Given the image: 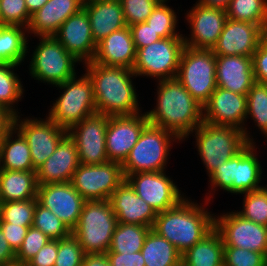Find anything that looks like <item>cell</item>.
<instances>
[{
	"label": "cell",
	"instance_id": "50",
	"mask_svg": "<svg viewBox=\"0 0 267 266\" xmlns=\"http://www.w3.org/2000/svg\"><path fill=\"white\" fill-rule=\"evenodd\" d=\"M58 240H49L25 266H54Z\"/></svg>",
	"mask_w": 267,
	"mask_h": 266
},
{
	"label": "cell",
	"instance_id": "53",
	"mask_svg": "<svg viewBox=\"0 0 267 266\" xmlns=\"http://www.w3.org/2000/svg\"><path fill=\"white\" fill-rule=\"evenodd\" d=\"M0 266H16V253L9 246L0 228Z\"/></svg>",
	"mask_w": 267,
	"mask_h": 266
},
{
	"label": "cell",
	"instance_id": "27",
	"mask_svg": "<svg viewBox=\"0 0 267 266\" xmlns=\"http://www.w3.org/2000/svg\"><path fill=\"white\" fill-rule=\"evenodd\" d=\"M83 9L89 17L96 44L114 31L127 26L119 0H84Z\"/></svg>",
	"mask_w": 267,
	"mask_h": 266
},
{
	"label": "cell",
	"instance_id": "26",
	"mask_svg": "<svg viewBox=\"0 0 267 266\" xmlns=\"http://www.w3.org/2000/svg\"><path fill=\"white\" fill-rule=\"evenodd\" d=\"M136 48L129 26L114 31L97 44L93 62L107 66H121L133 69Z\"/></svg>",
	"mask_w": 267,
	"mask_h": 266
},
{
	"label": "cell",
	"instance_id": "44",
	"mask_svg": "<svg viewBox=\"0 0 267 266\" xmlns=\"http://www.w3.org/2000/svg\"><path fill=\"white\" fill-rule=\"evenodd\" d=\"M85 253L78 239L70 236L58 240V252L54 266H81Z\"/></svg>",
	"mask_w": 267,
	"mask_h": 266
},
{
	"label": "cell",
	"instance_id": "13",
	"mask_svg": "<svg viewBox=\"0 0 267 266\" xmlns=\"http://www.w3.org/2000/svg\"><path fill=\"white\" fill-rule=\"evenodd\" d=\"M214 228L220 234L224 247L248 249L267 256V226L232 211L214 217Z\"/></svg>",
	"mask_w": 267,
	"mask_h": 266
},
{
	"label": "cell",
	"instance_id": "11",
	"mask_svg": "<svg viewBox=\"0 0 267 266\" xmlns=\"http://www.w3.org/2000/svg\"><path fill=\"white\" fill-rule=\"evenodd\" d=\"M124 180L121 164L108 161L97 165L80 164L71 183L86 201L109 200Z\"/></svg>",
	"mask_w": 267,
	"mask_h": 266
},
{
	"label": "cell",
	"instance_id": "8",
	"mask_svg": "<svg viewBox=\"0 0 267 266\" xmlns=\"http://www.w3.org/2000/svg\"><path fill=\"white\" fill-rule=\"evenodd\" d=\"M216 55L212 50L185 46L180 58L176 79L202 106L217 88Z\"/></svg>",
	"mask_w": 267,
	"mask_h": 266
},
{
	"label": "cell",
	"instance_id": "6",
	"mask_svg": "<svg viewBox=\"0 0 267 266\" xmlns=\"http://www.w3.org/2000/svg\"><path fill=\"white\" fill-rule=\"evenodd\" d=\"M193 132L199 156L208 176L249 143L243 130L232 126L202 122Z\"/></svg>",
	"mask_w": 267,
	"mask_h": 266
},
{
	"label": "cell",
	"instance_id": "7",
	"mask_svg": "<svg viewBox=\"0 0 267 266\" xmlns=\"http://www.w3.org/2000/svg\"><path fill=\"white\" fill-rule=\"evenodd\" d=\"M55 87L63 90L48 113V117L67 131L84 118L96 113L91 79L85 73L77 75Z\"/></svg>",
	"mask_w": 267,
	"mask_h": 266
},
{
	"label": "cell",
	"instance_id": "56",
	"mask_svg": "<svg viewBox=\"0 0 267 266\" xmlns=\"http://www.w3.org/2000/svg\"><path fill=\"white\" fill-rule=\"evenodd\" d=\"M231 0H198L196 3L205 7L227 10Z\"/></svg>",
	"mask_w": 267,
	"mask_h": 266
},
{
	"label": "cell",
	"instance_id": "2",
	"mask_svg": "<svg viewBox=\"0 0 267 266\" xmlns=\"http://www.w3.org/2000/svg\"><path fill=\"white\" fill-rule=\"evenodd\" d=\"M93 85L96 113L108 116L134 115L141 113L133 70L121 66H107L93 61L83 63Z\"/></svg>",
	"mask_w": 267,
	"mask_h": 266
},
{
	"label": "cell",
	"instance_id": "40",
	"mask_svg": "<svg viewBox=\"0 0 267 266\" xmlns=\"http://www.w3.org/2000/svg\"><path fill=\"white\" fill-rule=\"evenodd\" d=\"M176 12L166 2H159L145 21L161 38L183 37L176 31Z\"/></svg>",
	"mask_w": 267,
	"mask_h": 266
},
{
	"label": "cell",
	"instance_id": "5",
	"mask_svg": "<svg viewBox=\"0 0 267 266\" xmlns=\"http://www.w3.org/2000/svg\"><path fill=\"white\" fill-rule=\"evenodd\" d=\"M172 141L181 140L172 132L148 123L121 164L124 178L134 173L165 171Z\"/></svg>",
	"mask_w": 267,
	"mask_h": 266
},
{
	"label": "cell",
	"instance_id": "4",
	"mask_svg": "<svg viewBox=\"0 0 267 266\" xmlns=\"http://www.w3.org/2000/svg\"><path fill=\"white\" fill-rule=\"evenodd\" d=\"M118 224L109 200H87L72 234L85 254L106 253Z\"/></svg>",
	"mask_w": 267,
	"mask_h": 266
},
{
	"label": "cell",
	"instance_id": "55",
	"mask_svg": "<svg viewBox=\"0 0 267 266\" xmlns=\"http://www.w3.org/2000/svg\"><path fill=\"white\" fill-rule=\"evenodd\" d=\"M13 117L0 107V141L6 131L12 126Z\"/></svg>",
	"mask_w": 267,
	"mask_h": 266
},
{
	"label": "cell",
	"instance_id": "34",
	"mask_svg": "<svg viewBox=\"0 0 267 266\" xmlns=\"http://www.w3.org/2000/svg\"><path fill=\"white\" fill-rule=\"evenodd\" d=\"M152 227L118 223L107 252L135 253L141 251L145 238Z\"/></svg>",
	"mask_w": 267,
	"mask_h": 266
},
{
	"label": "cell",
	"instance_id": "16",
	"mask_svg": "<svg viewBox=\"0 0 267 266\" xmlns=\"http://www.w3.org/2000/svg\"><path fill=\"white\" fill-rule=\"evenodd\" d=\"M247 116V95L217 87L203 106V122L214 125L237 127L244 132L245 139L254 143L252 135L244 127ZM251 137V138H250Z\"/></svg>",
	"mask_w": 267,
	"mask_h": 266
},
{
	"label": "cell",
	"instance_id": "24",
	"mask_svg": "<svg viewBox=\"0 0 267 266\" xmlns=\"http://www.w3.org/2000/svg\"><path fill=\"white\" fill-rule=\"evenodd\" d=\"M217 87L247 95L255 83L252 57L216 55Z\"/></svg>",
	"mask_w": 267,
	"mask_h": 266
},
{
	"label": "cell",
	"instance_id": "35",
	"mask_svg": "<svg viewBox=\"0 0 267 266\" xmlns=\"http://www.w3.org/2000/svg\"><path fill=\"white\" fill-rule=\"evenodd\" d=\"M18 66L15 64H0V107L12 117L19 114L13 106L22 99L24 92L19 76L14 73V69Z\"/></svg>",
	"mask_w": 267,
	"mask_h": 266
},
{
	"label": "cell",
	"instance_id": "37",
	"mask_svg": "<svg viewBox=\"0 0 267 266\" xmlns=\"http://www.w3.org/2000/svg\"><path fill=\"white\" fill-rule=\"evenodd\" d=\"M37 201V198H32L0 203V223H12L23 227L32 226Z\"/></svg>",
	"mask_w": 267,
	"mask_h": 266
},
{
	"label": "cell",
	"instance_id": "58",
	"mask_svg": "<svg viewBox=\"0 0 267 266\" xmlns=\"http://www.w3.org/2000/svg\"><path fill=\"white\" fill-rule=\"evenodd\" d=\"M262 189L266 192V195H267V185L266 186H262Z\"/></svg>",
	"mask_w": 267,
	"mask_h": 266
},
{
	"label": "cell",
	"instance_id": "30",
	"mask_svg": "<svg viewBox=\"0 0 267 266\" xmlns=\"http://www.w3.org/2000/svg\"><path fill=\"white\" fill-rule=\"evenodd\" d=\"M37 170H0V203L37 198Z\"/></svg>",
	"mask_w": 267,
	"mask_h": 266
},
{
	"label": "cell",
	"instance_id": "28",
	"mask_svg": "<svg viewBox=\"0 0 267 266\" xmlns=\"http://www.w3.org/2000/svg\"><path fill=\"white\" fill-rule=\"evenodd\" d=\"M256 155V144L248 143L239 153L234 155L233 194H243L262 188V165Z\"/></svg>",
	"mask_w": 267,
	"mask_h": 266
},
{
	"label": "cell",
	"instance_id": "14",
	"mask_svg": "<svg viewBox=\"0 0 267 266\" xmlns=\"http://www.w3.org/2000/svg\"><path fill=\"white\" fill-rule=\"evenodd\" d=\"M108 115L94 113L68 130L76 143L79 163L97 165L108 162L105 138Z\"/></svg>",
	"mask_w": 267,
	"mask_h": 266
},
{
	"label": "cell",
	"instance_id": "3",
	"mask_svg": "<svg viewBox=\"0 0 267 266\" xmlns=\"http://www.w3.org/2000/svg\"><path fill=\"white\" fill-rule=\"evenodd\" d=\"M215 216L203 204L184 198L177 206L157 213L152 230L183 254L214 228Z\"/></svg>",
	"mask_w": 267,
	"mask_h": 266
},
{
	"label": "cell",
	"instance_id": "31",
	"mask_svg": "<svg viewBox=\"0 0 267 266\" xmlns=\"http://www.w3.org/2000/svg\"><path fill=\"white\" fill-rule=\"evenodd\" d=\"M181 256L182 263L186 266H223V240L218 231L213 228Z\"/></svg>",
	"mask_w": 267,
	"mask_h": 266
},
{
	"label": "cell",
	"instance_id": "29",
	"mask_svg": "<svg viewBox=\"0 0 267 266\" xmlns=\"http://www.w3.org/2000/svg\"><path fill=\"white\" fill-rule=\"evenodd\" d=\"M0 170H36L26 139L13 125L0 141Z\"/></svg>",
	"mask_w": 267,
	"mask_h": 266
},
{
	"label": "cell",
	"instance_id": "59",
	"mask_svg": "<svg viewBox=\"0 0 267 266\" xmlns=\"http://www.w3.org/2000/svg\"><path fill=\"white\" fill-rule=\"evenodd\" d=\"M158 1L159 2H166L167 3L168 0H158Z\"/></svg>",
	"mask_w": 267,
	"mask_h": 266
},
{
	"label": "cell",
	"instance_id": "38",
	"mask_svg": "<svg viewBox=\"0 0 267 266\" xmlns=\"http://www.w3.org/2000/svg\"><path fill=\"white\" fill-rule=\"evenodd\" d=\"M249 117L256 123L261 134L267 132V84L255 82L247 93L246 120Z\"/></svg>",
	"mask_w": 267,
	"mask_h": 266
},
{
	"label": "cell",
	"instance_id": "45",
	"mask_svg": "<svg viewBox=\"0 0 267 266\" xmlns=\"http://www.w3.org/2000/svg\"><path fill=\"white\" fill-rule=\"evenodd\" d=\"M223 266H267V256L248 249L224 247Z\"/></svg>",
	"mask_w": 267,
	"mask_h": 266
},
{
	"label": "cell",
	"instance_id": "46",
	"mask_svg": "<svg viewBox=\"0 0 267 266\" xmlns=\"http://www.w3.org/2000/svg\"><path fill=\"white\" fill-rule=\"evenodd\" d=\"M127 26L145 22L159 3L158 0H120Z\"/></svg>",
	"mask_w": 267,
	"mask_h": 266
},
{
	"label": "cell",
	"instance_id": "48",
	"mask_svg": "<svg viewBox=\"0 0 267 266\" xmlns=\"http://www.w3.org/2000/svg\"><path fill=\"white\" fill-rule=\"evenodd\" d=\"M252 66L255 82L267 84V38L265 37L254 54L252 55Z\"/></svg>",
	"mask_w": 267,
	"mask_h": 266
},
{
	"label": "cell",
	"instance_id": "20",
	"mask_svg": "<svg viewBox=\"0 0 267 266\" xmlns=\"http://www.w3.org/2000/svg\"><path fill=\"white\" fill-rule=\"evenodd\" d=\"M265 31L257 24L227 18L212 52L222 56H250L254 54Z\"/></svg>",
	"mask_w": 267,
	"mask_h": 266
},
{
	"label": "cell",
	"instance_id": "52",
	"mask_svg": "<svg viewBox=\"0 0 267 266\" xmlns=\"http://www.w3.org/2000/svg\"><path fill=\"white\" fill-rule=\"evenodd\" d=\"M112 266H145L144 258L141 253H116L106 252Z\"/></svg>",
	"mask_w": 267,
	"mask_h": 266
},
{
	"label": "cell",
	"instance_id": "1",
	"mask_svg": "<svg viewBox=\"0 0 267 266\" xmlns=\"http://www.w3.org/2000/svg\"><path fill=\"white\" fill-rule=\"evenodd\" d=\"M157 103L145 112L149 123L172 132L181 141L203 122V106L176 79L158 80Z\"/></svg>",
	"mask_w": 267,
	"mask_h": 266
},
{
	"label": "cell",
	"instance_id": "51",
	"mask_svg": "<svg viewBox=\"0 0 267 266\" xmlns=\"http://www.w3.org/2000/svg\"><path fill=\"white\" fill-rule=\"evenodd\" d=\"M0 228L9 246L16 253L21 247L29 227L13 225L12 223H0Z\"/></svg>",
	"mask_w": 267,
	"mask_h": 266
},
{
	"label": "cell",
	"instance_id": "17",
	"mask_svg": "<svg viewBox=\"0 0 267 266\" xmlns=\"http://www.w3.org/2000/svg\"><path fill=\"white\" fill-rule=\"evenodd\" d=\"M148 123L146 114L142 112L109 116L105 138L108 161L122 164Z\"/></svg>",
	"mask_w": 267,
	"mask_h": 266
},
{
	"label": "cell",
	"instance_id": "15",
	"mask_svg": "<svg viewBox=\"0 0 267 266\" xmlns=\"http://www.w3.org/2000/svg\"><path fill=\"white\" fill-rule=\"evenodd\" d=\"M125 179L156 213L171 209L186 198L166 171L134 173Z\"/></svg>",
	"mask_w": 267,
	"mask_h": 266
},
{
	"label": "cell",
	"instance_id": "10",
	"mask_svg": "<svg viewBox=\"0 0 267 266\" xmlns=\"http://www.w3.org/2000/svg\"><path fill=\"white\" fill-rule=\"evenodd\" d=\"M184 47L183 37H168L138 48L132 70L137 77H156L157 81L176 78Z\"/></svg>",
	"mask_w": 267,
	"mask_h": 266
},
{
	"label": "cell",
	"instance_id": "42",
	"mask_svg": "<svg viewBox=\"0 0 267 266\" xmlns=\"http://www.w3.org/2000/svg\"><path fill=\"white\" fill-rule=\"evenodd\" d=\"M31 16L25 0H0V25L29 27Z\"/></svg>",
	"mask_w": 267,
	"mask_h": 266
},
{
	"label": "cell",
	"instance_id": "36",
	"mask_svg": "<svg viewBox=\"0 0 267 266\" xmlns=\"http://www.w3.org/2000/svg\"><path fill=\"white\" fill-rule=\"evenodd\" d=\"M226 14L229 19L251 22L267 30V0H231Z\"/></svg>",
	"mask_w": 267,
	"mask_h": 266
},
{
	"label": "cell",
	"instance_id": "25",
	"mask_svg": "<svg viewBox=\"0 0 267 266\" xmlns=\"http://www.w3.org/2000/svg\"><path fill=\"white\" fill-rule=\"evenodd\" d=\"M84 0H49L31 16L27 33L36 37L54 36L60 26L83 8Z\"/></svg>",
	"mask_w": 267,
	"mask_h": 266
},
{
	"label": "cell",
	"instance_id": "49",
	"mask_svg": "<svg viewBox=\"0 0 267 266\" xmlns=\"http://www.w3.org/2000/svg\"><path fill=\"white\" fill-rule=\"evenodd\" d=\"M129 27L136 50L162 39L146 22L136 23Z\"/></svg>",
	"mask_w": 267,
	"mask_h": 266
},
{
	"label": "cell",
	"instance_id": "43",
	"mask_svg": "<svg viewBox=\"0 0 267 266\" xmlns=\"http://www.w3.org/2000/svg\"><path fill=\"white\" fill-rule=\"evenodd\" d=\"M49 240L51 239L41 230L30 226L16 252V266H25Z\"/></svg>",
	"mask_w": 267,
	"mask_h": 266
},
{
	"label": "cell",
	"instance_id": "57",
	"mask_svg": "<svg viewBox=\"0 0 267 266\" xmlns=\"http://www.w3.org/2000/svg\"><path fill=\"white\" fill-rule=\"evenodd\" d=\"M49 0H25L26 7L28 9L29 15L32 16L39 9L43 7V5Z\"/></svg>",
	"mask_w": 267,
	"mask_h": 266
},
{
	"label": "cell",
	"instance_id": "32",
	"mask_svg": "<svg viewBox=\"0 0 267 266\" xmlns=\"http://www.w3.org/2000/svg\"><path fill=\"white\" fill-rule=\"evenodd\" d=\"M26 31L27 28L19 25H0V64L24 62L29 48Z\"/></svg>",
	"mask_w": 267,
	"mask_h": 266
},
{
	"label": "cell",
	"instance_id": "33",
	"mask_svg": "<svg viewBox=\"0 0 267 266\" xmlns=\"http://www.w3.org/2000/svg\"><path fill=\"white\" fill-rule=\"evenodd\" d=\"M145 266H179L182 254L167 239L152 229L147 234L141 249Z\"/></svg>",
	"mask_w": 267,
	"mask_h": 266
},
{
	"label": "cell",
	"instance_id": "22",
	"mask_svg": "<svg viewBox=\"0 0 267 266\" xmlns=\"http://www.w3.org/2000/svg\"><path fill=\"white\" fill-rule=\"evenodd\" d=\"M118 223L153 227L157 213L125 179L109 199Z\"/></svg>",
	"mask_w": 267,
	"mask_h": 266
},
{
	"label": "cell",
	"instance_id": "19",
	"mask_svg": "<svg viewBox=\"0 0 267 266\" xmlns=\"http://www.w3.org/2000/svg\"><path fill=\"white\" fill-rule=\"evenodd\" d=\"M37 199L71 231L76 227L86 201L71 182L38 185Z\"/></svg>",
	"mask_w": 267,
	"mask_h": 266
},
{
	"label": "cell",
	"instance_id": "9",
	"mask_svg": "<svg viewBox=\"0 0 267 266\" xmlns=\"http://www.w3.org/2000/svg\"><path fill=\"white\" fill-rule=\"evenodd\" d=\"M39 41L31 56L30 76L54 86L76 76L75 64L79 63L54 36L38 37Z\"/></svg>",
	"mask_w": 267,
	"mask_h": 266
},
{
	"label": "cell",
	"instance_id": "41",
	"mask_svg": "<svg viewBox=\"0 0 267 266\" xmlns=\"http://www.w3.org/2000/svg\"><path fill=\"white\" fill-rule=\"evenodd\" d=\"M243 194V209L236 212L247 220L267 226L266 192L260 188Z\"/></svg>",
	"mask_w": 267,
	"mask_h": 266
},
{
	"label": "cell",
	"instance_id": "18",
	"mask_svg": "<svg viewBox=\"0 0 267 266\" xmlns=\"http://www.w3.org/2000/svg\"><path fill=\"white\" fill-rule=\"evenodd\" d=\"M186 20L191 29V36H183L185 46L212 50L223 31L227 14L220 8L205 7L196 3L186 13Z\"/></svg>",
	"mask_w": 267,
	"mask_h": 266
},
{
	"label": "cell",
	"instance_id": "12",
	"mask_svg": "<svg viewBox=\"0 0 267 266\" xmlns=\"http://www.w3.org/2000/svg\"><path fill=\"white\" fill-rule=\"evenodd\" d=\"M12 125L26 139L29 145L33 167L37 170L56 150L60 141L68 134V131L48 116L46 119L23 118L14 116Z\"/></svg>",
	"mask_w": 267,
	"mask_h": 266
},
{
	"label": "cell",
	"instance_id": "54",
	"mask_svg": "<svg viewBox=\"0 0 267 266\" xmlns=\"http://www.w3.org/2000/svg\"><path fill=\"white\" fill-rule=\"evenodd\" d=\"M81 266H112L106 253L85 254Z\"/></svg>",
	"mask_w": 267,
	"mask_h": 266
},
{
	"label": "cell",
	"instance_id": "23",
	"mask_svg": "<svg viewBox=\"0 0 267 266\" xmlns=\"http://www.w3.org/2000/svg\"><path fill=\"white\" fill-rule=\"evenodd\" d=\"M79 165L76 143L67 134L54 153L37 169L38 185L71 182Z\"/></svg>",
	"mask_w": 267,
	"mask_h": 266
},
{
	"label": "cell",
	"instance_id": "21",
	"mask_svg": "<svg viewBox=\"0 0 267 266\" xmlns=\"http://www.w3.org/2000/svg\"><path fill=\"white\" fill-rule=\"evenodd\" d=\"M54 37L78 61H93L97 44L92 37L89 17L83 8L70 16Z\"/></svg>",
	"mask_w": 267,
	"mask_h": 266
},
{
	"label": "cell",
	"instance_id": "39",
	"mask_svg": "<svg viewBox=\"0 0 267 266\" xmlns=\"http://www.w3.org/2000/svg\"><path fill=\"white\" fill-rule=\"evenodd\" d=\"M33 227L41 230L51 240H60L72 234V231L48 208L36 203Z\"/></svg>",
	"mask_w": 267,
	"mask_h": 266
},
{
	"label": "cell",
	"instance_id": "47",
	"mask_svg": "<svg viewBox=\"0 0 267 266\" xmlns=\"http://www.w3.org/2000/svg\"><path fill=\"white\" fill-rule=\"evenodd\" d=\"M209 182L211 183V190L220 187L225 192L232 193V184L234 182V156L225 163L216 168L212 174L209 175Z\"/></svg>",
	"mask_w": 267,
	"mask_h": 266
}]
</instances>
